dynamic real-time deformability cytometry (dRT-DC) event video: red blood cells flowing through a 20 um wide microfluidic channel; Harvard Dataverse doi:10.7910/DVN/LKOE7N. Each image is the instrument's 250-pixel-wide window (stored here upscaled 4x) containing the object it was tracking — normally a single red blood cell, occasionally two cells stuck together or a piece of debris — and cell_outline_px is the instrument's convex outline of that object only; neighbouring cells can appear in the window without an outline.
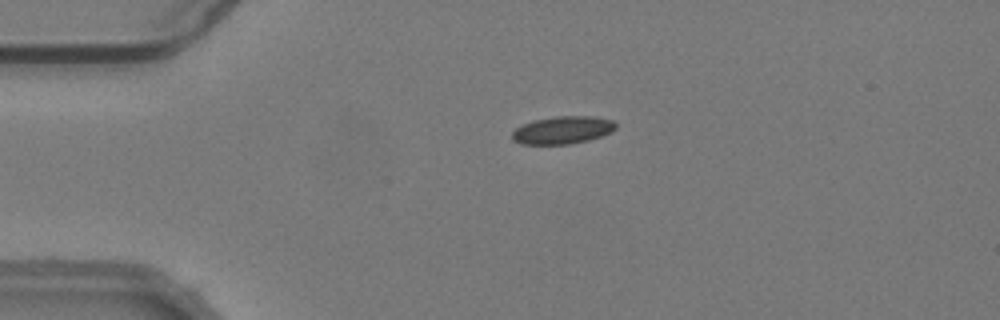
{"species": "common noctule bat (a hibernating species)", "species_latin": "Nyctalus noctula", "temperature_condition": "warm", "stored_images_in_passage": 44, "camera_frame_rate_fps": 3000, "um_per_image_px": 0.085, "animal": {"sex": "male", "body_mass_g": 19.2, "forearm_length_mm": 51.8}, "frame": {"image": 1, "passage_image": 2, "time_ms": 0.333, "image_size_px": [1000, 320], "cell_outline_px": [[616, 128], [612, 132], [588, 140], [568, 144], [520, 144], [512, 140], [512, 132], [516, 128], [524, 124], [536, 120], [556, 116], [596, 116], [612, 120], [616, 124]], "centroid_in_image_um": [47.83, 11.05], "position_along_channel_um": 37.2, "area_um2": 16.65}}
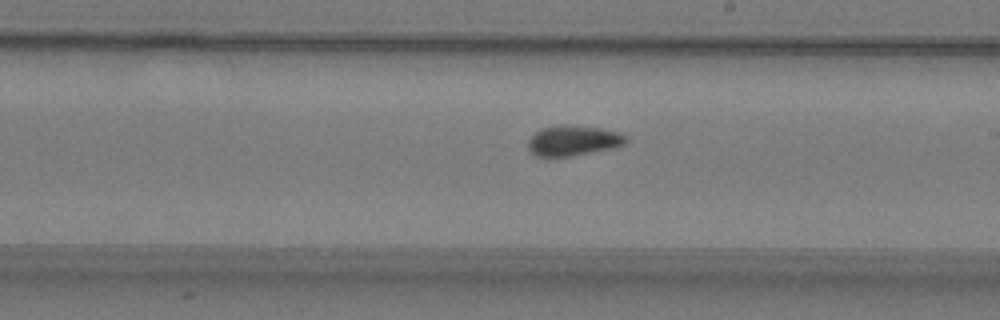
{"frame": {"image": 2, "passage_image": 21, "time_ms": 6.667, "image_size_px": [1000, 320], "cell_outline_px": [[628, 140], [624, 144], [616, 148], [568, 156], [536, 156], [528, 148], [528, 140], [540, 128], [564, 124], [568, 124], [600, 128], [620, 132], [628, 136]], "centroid_in_image_um": [48.77, 11.93], "position_along_channel_um": 240.2, "area_um2": 17.4}}
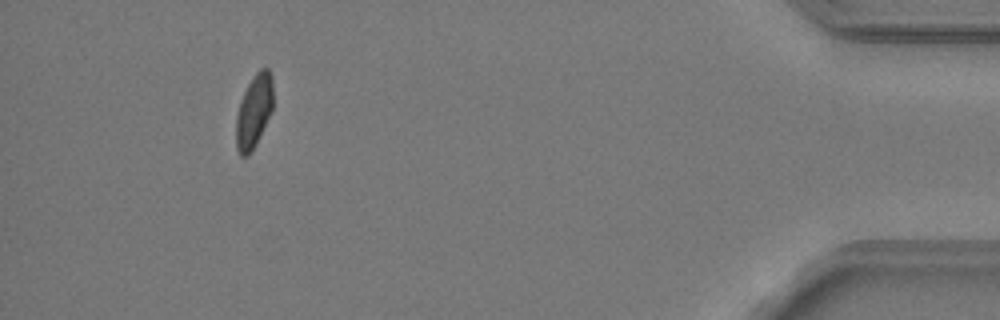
{"frame": {"image": 3, "passage_image": 40, "time_ms": 13.0, "image_size_px": [1000, 320], "cell_outline_px": [[272, 112], [252, 152], [248, 156], [240, 156], [236, 148], [236, 116], [240, 100], [248, 84], [256, 72], [260, 68], [268, 68], [272, 76]], "centroid_in_image_um": [21.58, 9.48], "position_along_channel_um": 413.6, "area_um2": 15.95}, "authors_computed_cell_mechanics": {"area_um2": 16.8776, "velocity_mm_per_s": 3.7878, "shape_relaxation_time_tau1_ms": 7.1661, "shape_relaxation_time_tau2_ms": 1.6251, "deformation_change_tau1": 0.1316, "deformation_change_tau2": 0.0608}}